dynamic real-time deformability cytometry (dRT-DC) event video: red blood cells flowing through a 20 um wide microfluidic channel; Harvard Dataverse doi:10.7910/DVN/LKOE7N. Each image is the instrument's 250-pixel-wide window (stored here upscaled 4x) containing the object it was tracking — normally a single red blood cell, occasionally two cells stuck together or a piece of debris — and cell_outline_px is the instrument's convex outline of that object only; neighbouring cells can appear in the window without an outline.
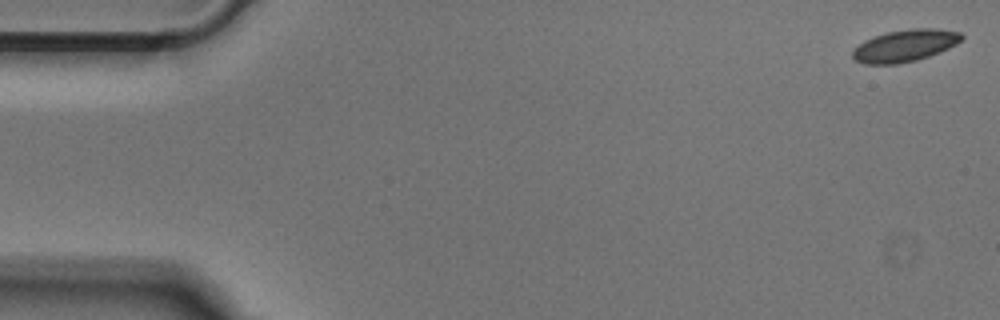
{"species": "Egyptian fruit bat (a non-hibernating species)", "species_latin": "Rousettus aegyptiacus", "temperature_condition": "cold", "stored_images_in_passage": 51, "camera_frame_rate_fps": 3000, "um_per_image_px": 0.085, "animal": {"sex": "male"}, "frame": {"image": 1, "passage_image": 1, "time_ms": 0.0, "image_size_px": [1000, 320], "cell_outline_px": [[964, 36], [956, 44], [940, 52], [916, 60], [896, 64], [864, 64], [856, 60], [852, 56], [852, 52], [864, 40], [872, 36], [888, 32], [912, 28], [936, 28], [960, 32]], "centroid_in_image_um": [76.92, 3.87], "position_along_channel_um": 8.1, "area_um2": 20.23}}
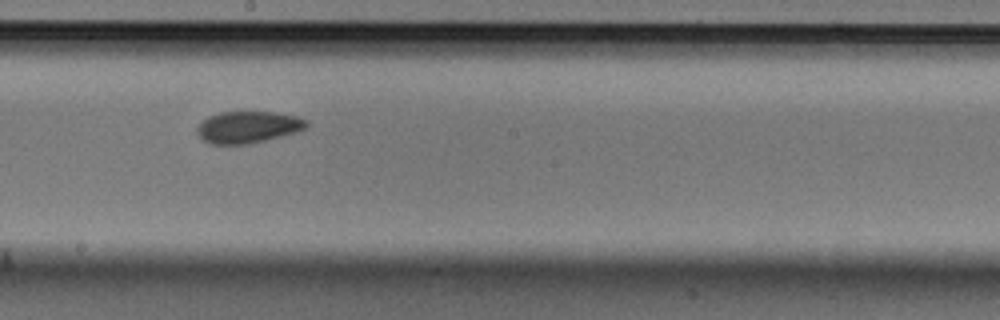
{"frame": {"image": 2, "passage_image": 28, "time_ms": 9.0, "image_size_px": [1000, 320], "cell_outline_px": [[308, 124], [304, 128], [296, 132], [248, 144], [208, 144], [196, 132], [196, 128], [208, 116], [220, 112], [276, 112], [300, 116], [308, 120]], "centroid_in_image_um": [21.09, 10.79], "position_along_channel_um": 227.1, "area_um2": 20.23}}
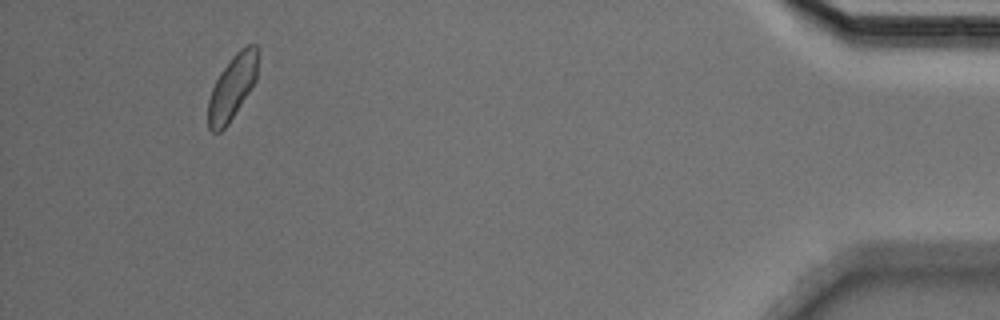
{"frame": {"image": 3, "passage_image": 48, "time_ms": 15.667, "image_size_px": [1000, 320], "cell_outline_px": [[256, 80], [228, 124], [220, 132], [212, 132], [208, 128], [208, 100], [212, 88], [220, 72], [232, 56], [240, 48], [248, 44], [256, 44]], "centroid_in_image_um": [19.7, 7.44], "position_along_channel_um": 415.5, "area_um2": 18.32}}